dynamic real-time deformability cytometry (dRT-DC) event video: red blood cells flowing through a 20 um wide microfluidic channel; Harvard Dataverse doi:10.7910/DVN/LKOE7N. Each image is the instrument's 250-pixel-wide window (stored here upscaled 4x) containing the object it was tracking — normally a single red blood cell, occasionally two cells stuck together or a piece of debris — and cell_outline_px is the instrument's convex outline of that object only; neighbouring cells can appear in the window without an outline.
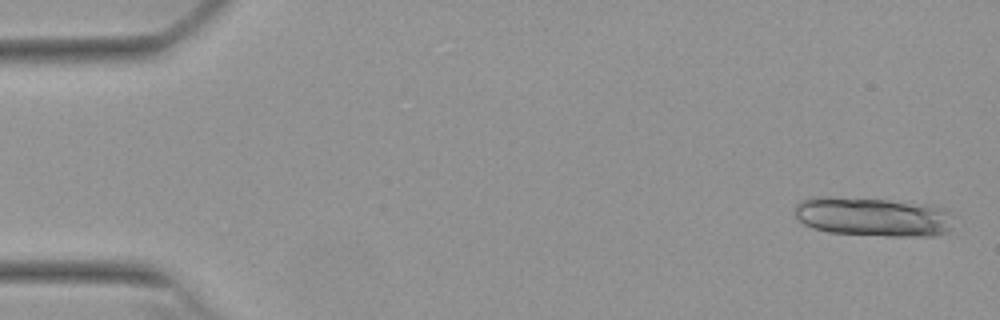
{"species": "Egyptian fruit bat (a non-hibernating species)", "species_latin": "Rousettus aegyptiacus", "temperature_condition": "warm", "stored_images_in_passage": 20, "camera_frame_rate_fps": 3000, "um_per_image_px": 0.085, "animal": {"sex": "female"}, "frame": {"image": 1, "passage_image": 1, "time_ms": 0.0, "image_size_px": [1000, 320], "cell_outline_px": [[952, 212], [948, 232], [932, 236], [888, 236], [828, 232], [812, 228], [804, 224], [796, 216], [796, 204], [800, 200], [812, 196], [828, 196], [888, 200], [928, 204], [944, 208]], "centroid_in_image_um": [74.19, 18.41], "position_along_channel_um": 10.8, "area_um2": 36.47}}